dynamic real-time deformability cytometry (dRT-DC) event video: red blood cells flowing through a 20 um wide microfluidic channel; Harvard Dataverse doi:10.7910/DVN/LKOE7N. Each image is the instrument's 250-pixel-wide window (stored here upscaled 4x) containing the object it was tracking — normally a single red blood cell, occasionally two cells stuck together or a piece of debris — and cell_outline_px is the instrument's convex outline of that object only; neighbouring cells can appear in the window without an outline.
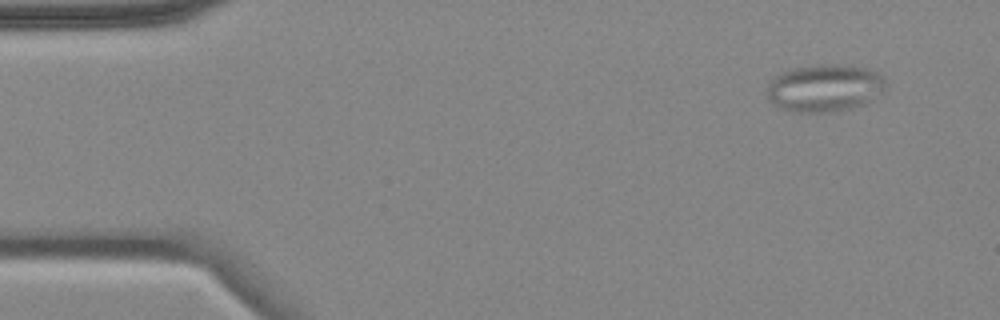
{"species": "common noctule bat (a hibernating species)", "species_latin": "Nyctalus noctula", "temperature_condition": "cold", "stored_images_in_passage": 4, "camera_frame_rate_fps": 3000, "um_per_image_px": 0.085, "animal": {"sex": "female", "body_mass_g": 18.4}, "frame": {"image": 1, "passage_image": 1, "time_ms": 0.0, "image_size_px": [1000, 320], "cell_outline_px": [[884, 92], [872, 100], [864, 104], [852, 108], [836, 112], [792, 112], [776, 108], [768, 100], [768, 84], [776, 76], [788, 68], [820, 64], [836, 64], [868, 68], [876, 72], [884, 80]], "centroid_in_image_um": [70.06, 7.49], "position_along_channel_um": 14.9, "area_um2": 33.23}}